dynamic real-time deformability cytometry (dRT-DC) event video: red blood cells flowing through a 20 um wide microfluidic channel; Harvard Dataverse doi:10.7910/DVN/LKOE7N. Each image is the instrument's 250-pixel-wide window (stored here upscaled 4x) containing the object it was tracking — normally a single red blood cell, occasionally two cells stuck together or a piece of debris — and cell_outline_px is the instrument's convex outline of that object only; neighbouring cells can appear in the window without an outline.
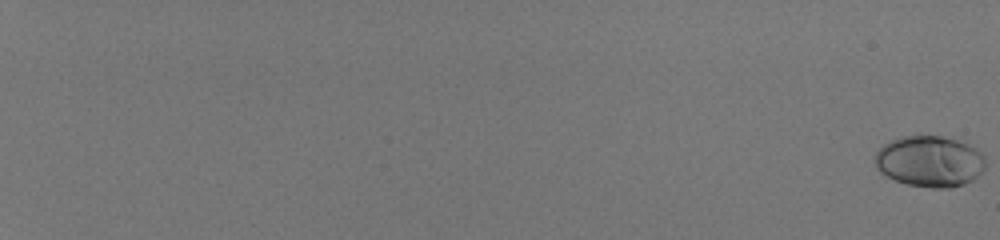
{"species": "human", "species_latin": "Homo sapiens", "temperature_condition": "room temperature", "stored_images_in_passage": 58, "camera_frame_rate_fps": 3000, "um_per_image_px": 0.085, "donor": {"sex": "male"}, "frame": {"image": 1, "passage_image": 1, "time_ms": 0.0, "image_size_px": [1000, 240], "cell_outline_px": [[984, 172], [972, 180], [964, 184], [952, 188], [932, 188], [908, 184], [896, 180], [880, 172], [876, 168], [872, 160], [876, 152], [884, 144], [900, 136], [920, 132], [940, 136], [956, 140], [968, 144], [976, 148], [984, 156]], "centroid_in_image_um": [79.0, 13.68], "position_along_channel_um": 6.0, "area_um2": 33.64}}
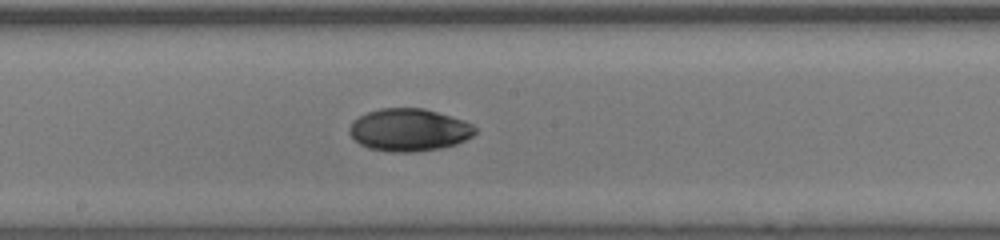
{"frame": {"image": 2, "passage_image": 39, "time_ms": 12.667, "image_size_px": [1000, 240], "cell_outline_px": [[476, 132], [472, 136], [456, 144], [440, 148], [416, 152], [392, 152], [368, 148], [360, 144], [348, 132], [348, 128], [352, 120], [368, 112], [380, 108], [424, 108], [452, 116], [464, 120], [472, 124], [476, 128]], "centroid_in_image_um": [34.76, 11.04], "position_along_channel_um": 213.4, "area_um2": 31.27}}
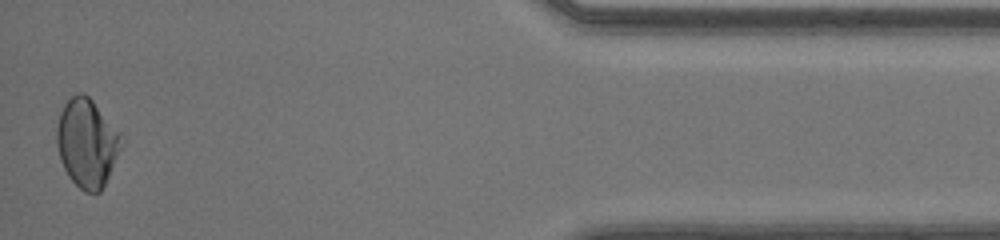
{"frame": {"image": 3, "passage_image": 58, "time_ms": 19.0, "image_size_px": [1000, 240], "cell_outline_px": [[124, 140], [108, 176], [100, 192], [84, 192], [68, 176], [60, 160], [56, 144], [56, 128], [60, 112], [64, 104], [76, 92], [84, 92], [92, 100], [120, 132]], "centroid_in_image_um": [7.37, 12.13], "position_along_channel_um": 427.8, "area_um2": 33.12}, "authors_computed_cell_mechanics": {"area_um2": 30.9808, "velocity_mm_per_s": 4.1468, "shape_relaxation_time_tau1_ms": 6.2574, "shape_relaxation_time_tau2_ms": 1.723, "deformation_change_tau1": 0.1714, "deformation_change_tau2": 0.0323}}